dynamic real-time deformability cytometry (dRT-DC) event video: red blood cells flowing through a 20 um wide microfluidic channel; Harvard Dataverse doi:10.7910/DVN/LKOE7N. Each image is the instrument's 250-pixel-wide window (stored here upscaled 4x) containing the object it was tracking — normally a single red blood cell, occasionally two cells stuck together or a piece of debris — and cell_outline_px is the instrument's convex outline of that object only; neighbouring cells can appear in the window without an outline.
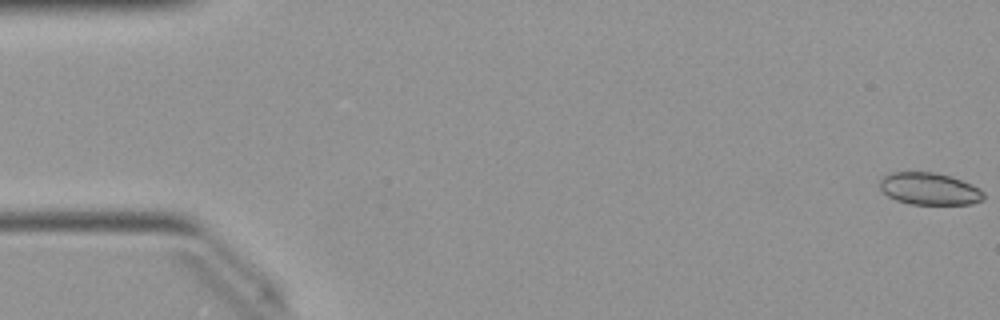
{"species": "Egyptian fruit bat (a non-hibernating species)", "species_latin": "Rousettus aegyptiacus", "temperature_condition": "warm", "stored_images_in_passage": 5, "camera_frame_rate_fps": 3000, "um_per_image_px": 0.085, "animal": {"sex": "female"}, "frame": {"image": 1, "passage_image": 1, "time_ms": 0.0, "image_size_px": [1000, 320], "cell_outline_px": [[984, 200], [972, 204], [908, 204], [896, 200], [888, 196], [880, 188], [880, 180], [888, 172], [936, 172], [952, 176], [972, 184], [980, 188], [984, 192]], "centroid_in_image_um": [79.02, 16.04], "position_along_channel_um": 6.0, "area_um2": 19.71}}